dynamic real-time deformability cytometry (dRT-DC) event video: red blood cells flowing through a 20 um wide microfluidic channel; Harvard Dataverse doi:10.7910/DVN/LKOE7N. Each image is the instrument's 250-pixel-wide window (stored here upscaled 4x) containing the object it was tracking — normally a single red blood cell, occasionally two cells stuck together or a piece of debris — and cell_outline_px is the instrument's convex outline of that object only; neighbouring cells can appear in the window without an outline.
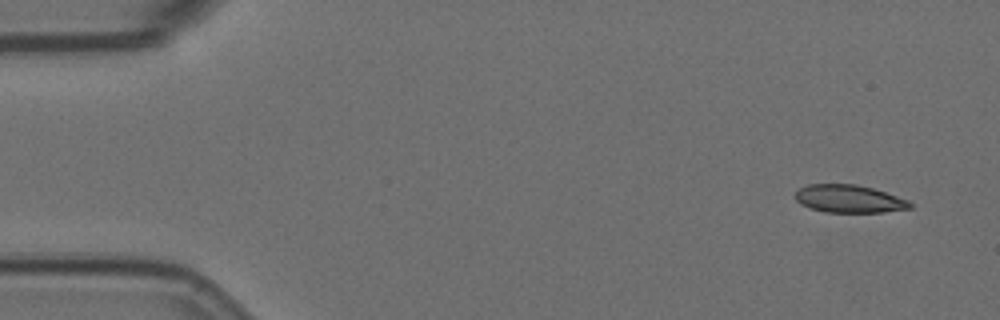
{"species": "Egyptian fruit bat (a non-hibernating species)", "species_latin": "Rousettus aegyptiacus", "temperature_condition": "room temperature", "stored_images_in_passage": 5, "camera_frame_rate_fps": 3000, "um_per_image_px": 0.085, "animal": {"sex": "female"}, "frame": {"image": 1, "passage_image": 1, "time_ms": 0.0, "image_size_px": [1000, 320], "cell_outline_px": [[912, 208], [884, 212], [824, 212], [800, 204], [796, 200], [796, 192], [800, 188], [808, 184], [856, 184], [872, 188], [908, 200], [912, 204]], "centroid_in_image_um": [72.17, 16.9], "position_along_channel_um": 12.8, "area_um2": 18.44}}
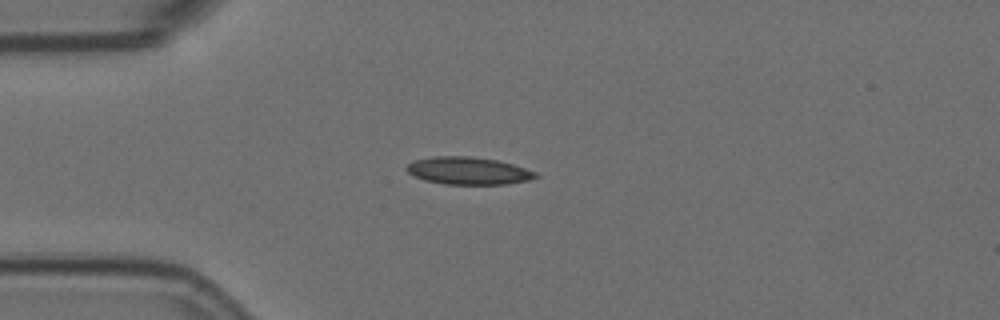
{"frame": {"image": 2, "passage_image": 4, "time_ms": 1.0, "image_size_px": [1000, 320], "cell_outline_px": [[540, 176], [528, 180], [508, 184], [444, 184], [424, 180], [408, 172], [404, 168], [408, 164], [416, 160], [432, 156], [472, 156], [496, 160], [512, 164], [536, 172]], "centroid_in_image_um": [39.8, 14.51], "position_along_channel_um": 45.2, "area_um2": 20.58}}